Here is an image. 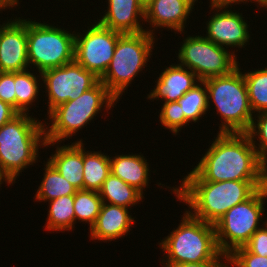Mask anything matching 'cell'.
I'll return each mask as SVG.
<instances>
[{"label":"cell","instance_id":"obj_1","mask_svg":"<svg viewBox=\"0 0 267 267\" xmlns=\"http://www.w3.org/2000/svg\"><path fill=\"white\" fill-rule=\"evenodd\" d=\"M266 180L265 161L247 133H219L181 181Z\"/></svg>","mask_w":267,"mask_h":267},{"label":"cell","instance_id":"obj_2","mask_svg":"<svg viewBox=\"0 0 267 267\" xmlns=\"http://www.w3.org/2000/svg\"><path fill=\"white\" fill-rule=\"evenodd\" d=\"M180 185L171 190L191 208L188 212L214 225L230 208L266 186L267 180L182 181Z\"/></svg>","mask_w":267,"mask_h":267},{"label":"cell","instance_id":"obj_3","mask_svg":"<svg viewBox=\"0 0 267 267\" xmlns=\"http://www.w3.org/2000/svg\"><path fill=\"white\" fill-rule=\"evenodd\" d=\"M44 127L28 113H18L0 127V170L12 184L24 168L36 162L38 147L45 146Z\"/></svg>","mask_w":267,"mask_h":267},{"label":"cell","instance_id":"obj_4","mask_svg":"<svg viewBox=\"0 0 267 267\" xmlns=\"http://www.w3.org/2000/svg\"><path fill=\"white\" fill-rule=\"evenodd\" d=\"M181 221L178 228L160 242L159 246L167 254L164 264L222 261L221 258L228 261L218 247L213 224L193 217L188 211Z\"/></svg>","mask_w":267,"mask_h":267},{"label":"cell","instance_id":"obj_5","mask_svg":"<svg viewBox=\"0 0 267 267\" xmlns=\"http://www.w3.org/2000/svg\"><path fill=\"white\" fill-rule=\"evenodd\" d=\"M206 84L208 108L210 101L222 117L219 133H247L253 122L247 87L239 65L230 74L203 80Z\"/></svg>","mask_w":267,"mask_h":267},{"label":"cell","instance_id":"obj_6","mask_svg":"<svg viewBox=\"0 0 267 267\" xmlns=\"http://www.w3.org/2000/svg\"><path fill=\"white\" fill-rule=\"evenodd\" d=\"M116 101L118 100L99 80L78 98L57 106L47 114L52 123L50 127L46 125L44 128L46 139L44 147L59 143L68 137L70 139L78 130L89 124L103 107L110 110Z\"/></svg>","mask_w":267,"mask_h":267},{"label":"cell","instance_id":"obj_7","mask_svg":"<svg viewBox=\"0 0 267 267\" xmlns=\"http://www.w3.org/2000/svg\"><path fill=\"white\" fill-rule=\"evenodd\" d=\"M154 43L153 34L147 31L119 36L112 60L99 78L117 100L134 80L133 78L146 66L148 58L152 55Z\"/></svg>","mask_w":267,"mask_h":267},{"label":"cell","instance_id":"obj_8","mask_svg":"<svg viewBox=\"0 0 267 267\" xmlns=\"http://www.w3.org/2000/svg\"><path fill=\"white\" fill-rule=\"evenodd\" d=\"M267 185L259 188L250 198L230 208L215 224L217 244L228 256L236 248L244 246L259 229V221L265 212ZM230 240V241H229Z\"/></svg>","mask_w":267,"mask_h":267},{"label":"cell","instance_id":"obj_9","mask_svg":"<svg viewBox=\"0 0 267 267\" xmlns=\"http://www.w3.org/2000/svg\"><path fill=\"white\" fill-rule=\"evenodd\" d=\"M74 48L75 33L27 20L28 61L39 73L73 62Z\"/></svg>","mask_w":267,"mask_h":267},{"label":"cell","instance_id":"obj_10","mask_svg":"<svg viewBox=\"0 0 267 267\" xmlns=\"http://www.w3.org/2000/svg\"><path fill=\"white\" fill-rule=\"evenodd\" d=\"M183 42L177 56L179 64L194 72L201 81L230 74L238 67L234 52L204 36H187Z\"/></svg>","mask_w":267,"mask_h":267},{"label":"cell","instance_id":"obj_11","mask_svg":"<svg viewBox=\"0 0 267 267\" xmlns=\"http://www.w3.org/2000/svg\"><path fill=\"white\" fill-rule=\"evenodd\" d=\"M48 92V114L57 106L74 100L92 88L99 78L75 60L66 65L40 73Z\"/></svg>","mask_w":267,"mask_h":267},{"label":"cell","instance_id":"obj_12","mask_svg":"<svg viewBox=\"0 0 267 267\" xmlns=\"http://www.w3.org/2000/svg\"><path fill=\"white\" fill-rule=\"evenodd\" d=\"M121 34L98 22L88 27L84 35L75 32L74 60L100 78L112 60Z\"/></svg>","mask_w":267,"mask_h":267},{"label":"cell","instance_id":"obj_13","mask_svg":"<svg viewBox=\"0 0 267 267\" xmlns=\"http://www.w3.org/2000/svg\"><path fill=\"white\" fill-rule=\"evenodd\" d=\"M28 66L27 19H10L0 25V72H20Z\"/></svg>","mask_w":267,"mask_h":267},{"label":"cell","instance_id":"obj_14","mask_svg":"<svg viewBox=\"0 0 267 267\" xmlns=\"http://www.w3.org/2000/svg\"><path fill=\"white\" fill-rule=\"evenodd\" d=\"M215 9V15L207 21L206 39L221 47L244 48L249 42L250 34L248 24L243 20L242 14L224 8Z\"/></svg>","mask_w":267,"mask_h":267},{"label":"cell","instance_id":"obj_15","mask_svg":"<svg viewBox=\"0 0 267 267\" xmlns=\"http://www.w3.org/2000/svg\"><path fill=\"white\" fill-rule=\"evenodd\" d=\"M107 8L108 11L98 21L102 26L122 34L147 30L154 35L153 30H144L140 23L145 18V8L138 0H108Z\"/></svg>","mask_w":267,"mask_h":267},{"label":"cell","instance_id":"obj_16","mask_svg":"<svg viewBox=\"0 0 267 267\" xmlns=\"http://www.w3.org/2000/svg\"><path fill=\"white\" fill-rule=\"evenodd\" d=\"M198 80V81H197ZM200 82L197 75L180 64L170 65L158 77L155 88L147 99H163L164 102L178 101L186 92Z\"/></svg>","mask_w":267,"mask_h":267},{"label":"cell","instance_id":"obj_17","mask_svg":"<svg viewBox=\"0 0 267 267\" xmlns=\"http://www.w3.org/2000/svg\"><path fill=\"white\" fill-rule=\"evenodd\" d=\"M131 216L128 208L102 203L96 222L90 228L91 239L108 242L124 237L135 223Z\"/></svg>","mask_w":267,"mask_h":267},{"label":"cell","instance_id":"obj_18","mask_svg":"<svg viewBox=\"0 0 267 267\" xmlns=\"http://www.w3.org/2000/svg\"><path fill=\"white\" fill-rule=\"evenodd\" d=\"M192 9L183 0H152L145 8L144 22H149L154 29L165 27L183 33Z\"/></svg>","mask_w":267,"mask_h":267},{"label":"cell","instance_id":"obj_19","mask_svg":"<svg viewBox=\"0 0 267 267\" xmlns=\"http://www.w3.org/2000/svg\"><path fill=\"white\" fill-rule=\"evenodd\" d=\"M83 142L57 146L56 152L48 161L77 190H83Z\"/></svg>","mask_w":267,"mask_h":267},{"label":"cell","instance_id":"obj_20","mask_svg":"<svg viewBox=\"0 0 267 267\" xmlns=\"http://www.w3.org/2000/svg\"><path fill=\"white\" fill-rule=\"evenodd\" d=\"M111 158L113 157H110L111 173L143 194V190L148 186L150 175V169L144 156L142 154H122Z\"/></svg>","mask_w":267,"mask_h":267},{"label":"cell","instance_id":"obj_21","mask_svg":"<svg viewBox=\"0 0 267 267\" xmlns=\"http://www.w3.org/2000/svg\"><path fill=\"white\" fill-rule=\"evenodd\" d=\"M98 192L103 203L118 205L125 208L132 207L135 204L137 205L144 197L139 190L128 185L112 173L105 179Z\"/></svg>","mask_w":267,"mask_h":267},{"label":"cell","instance_id":"obj_22","mask_svg":"<svg viewBox=\"0 0 267 267\" xmlns=\"http://www.w3.org/2000/svg\"><path fill=\"white\" fill-rule=\"evenodd\" d=\"M83 146V190L99 191L111 173L110 157L100 151H85Z\"/></svg>","mask_w":267,"mask_h":267},{"label":"cell","instance_id":"obj_23","mask_svg":"<svg viewBox=\"0 0 267 267\" xmlns=\"http://www.w3.org/2000/svg\"><path fill=\"white\" fill-rule=\"evenodd\" d=\"M45 166L43 180L35 195L36 200L47 202L65 195H75L77 189L49 161Z\"/></svg>","mask_w":267,"mask_h":267},{"label":"cell","instance_id":"obj_24","mask_svg":"<svg viewBox=\"0 0 267 267\" xmlns=\"http://www.w3.org/2000/svg\"><path fill=\"white\" fill-rule=\"evenodd\" d=\"M46 229L69 231L75 224L74 195H65L49 201Z\"/></svg>","mask_w":267,"mask_h":267},{"label":"cell","instance_id":"obj_25","mask_svg":"<svg viewBox=\"0 0 267 267\" xmlns=\"http://www.w3.org/2000/svg\"><path fill=\"white\" fill-rule=\"evenodd\" d=\"M36 74L24 70L15 72L16 111L28 113L30 105L37 99L40 80ZM28 111V112H27Z\"/></svg>","mask_w":267,"mask_h":267},{"label":"cell","instance_id":"obj_26","mask_svg":"<svg viewBox=\"0 0 267 267\" xmlns=\"http://www.w3.org/2000/svg\"><path fill=\"white\" fill-rule=\"evenodd\" d=\"M199 83L178 100L181 110L184 112L185 119L189 123L191 121L196 123L209 109L206 84L201 80Z\"/></svg>","mask_w":267,"mask_h":267},{"label":"cell","instance_id":"obj_27","mask_svg":"<svg viewBox=\"0 0 267 267\" xmlns=\"http://www.w3.org/2000/svg\"><path fill=\"white\" fill-rule=\"evenodd\" d=\"M253 113L267 111V67L243 74Z\"/></svg>","mask_w":267,"mask_h":267},{"label":"cell","instance_id":"obj_28","mask_svg":"<svg viewBox=\"0 0 267 267\" xmlns=\"http://www.w3.org/2000/svg\"><path fill=\"white\" fill-rule=\"evenodd\" d=\"M102 198L98 191L77 190L74 195L75 222H89V229L95 224L102 206Z\"/></svg>","mask_w":267,"mask_h":267},{"label":"cell","instance_id":"obj_29","mask_svg":"<svg viewBox=\"0 0 267 267\" xmlns=\"http://www.w3.org/2000/svg\"><path fill=\"white\" fill-rule=\"evenodd\" d=\"M159 116L162 126L169 129L173 135H177L183 126L189 124L178 101L164 102Z\"/></svg>","mask_w":267,"mask_h":267},{"label":"cell","instance_id":"obj_30","mask_svg":"<svg viewBox=\"0 0 267 267\" xmlns=\"http://www.w3.org/2000/svg\"><path fill=\"white\" fill-rule=\"evenodd\" d=\"M254 115H257L258 119H256V117L253 119L247 134L250 136L257 154L265 161V164H267V111L260 112L259 114L256 113ZM255 120H257V122ZM257 135L259 139V147L256 146L257 143L254 141V139L257 138Z\"/></svg>","mask_w":267,"mask_h":267},{"label":"cell","instance_id":"obj_31","mask_svg":"<svg viewBox=\"0 0 267 267\" xmlns=\"http://www.w3.org/2000/svg\"><path fill=\"white\" fill-rule=\"evenodd\" d=\"M227 257V264L234 267H267V257L250 253L244 246L236 248Z\"/></svg>","mask_w":267,"mask_h":267},{"label":"cell","instance_id":"obj_32","mask_svg":"<svg viewBox=\"0 0 267 267\" xmlns=\"http://www.w3.org/2000/svg\"><path fill=\"white\" fill-rule=\"evenodd\" d=\"M0 99L16 110L15 72H0Z\"/></svg>","mask_w":267,"mask_h":267},{"label":"cell","instance_id":"obj_33","mask_svg":"<svg viewBox=\"0 0 267 267\" xmlns=\"http://www.w3.org/2000/svg\"><path fill=\"white\" fill-rule=\"evenodd\" d=\"M265 228H260L255 231L250 240L244 245V247L250 252L256 255L267 257V221L263 222Z\"/></svg>","mask_w":267,"mask_h":267},{"label":"cell","instance_id":"obj_34","mask_svg":"<svg viewBox=\"0 0 267 267\" xmlns=\"http://www.w3.org/2000/svg\"><path fill=\"white\" fill-rule=\"evenodd\" d=\"M18 112L0 99V127L15 117Z\"/></svg>","mask_w":267,"mask_h":267},{"label":"cell","instance_id":"obj_35","mask_svg":"<svg viewBox=\"0 0 267 267\" xmlns=\"http://www.w3.org/2000/svg\"><path fill=\"white\" fill-rule=\"evenodd\" d=\"M223 261H206L199 263L163 264L164 267H228Z\"/></svg>","mask_w":267,"mask_h":267},{"label":"cell","instance_id":"obj_36","mask_svg":"<svg viewBox=\"0 0 267 267\" xmlns=\"http://www.w3.org/2000/svg\"><path fill=\"white\" fill-rule=\"evenodd\" d=\"M211 1V7L213 8H228V6H232L234 3L239 4L241 2H258L259 5L262 7L263 6V0H210ZM232 4V5H231Z\"/></svg>","mask_w":267,"mask_h":267},{"label":"cell","instance_id":"obj_37","mask_svg":"<svg viewBox=\"0 0 267 267\" xmlns=\"http://www.w3.org/2000/svg\"><path fill=\"white\" fill-rule=\"evenodd\" d=\"M0 3L5 7V8H12L15 7L16 4L18 6L19 0H0Z\"/></svg>","mask_w":267,"mask_h":267},{"label":"cell","instance_id":"obj_38","mask_svg":"<svg viewBox=\"0 0 267 267\" xmlns=\"http://www.w3.org/2000/svg\"><path fill=\"white\" fill-rule=\"evenodd\" d=\"M5 181L6 183H8V185L12 184L9 179L2 173V171L0 170V185L2 184L3 181Z\"/></svg>","mask_w":267,"mask_h":267},{"label":"cell","instance_id":"obj_39","mask_svg":"<svg viewBox=\"0 0 267 267\" xmlns=\"http://www.w3.org/2000/svg\"><path fill=\"white\" fill-rule=\"evenodd\" d=\"M144 8H146L148 6V4L152 1V0H138Z\"/></svg>","mask_w":267,"mask_h":267},{"label":"cell","instance_id":"obj_40","mask_svg":"<svg viewBox=\"0 0 267 267\" xmlns=\"http://www.w3.org/2000/svg\"><path fill=\"white\" fill-rule=\"evenodd\" d=\"M183 1H186L193 8L195 5V2L198 0H183Z\"/></svg>","mask_w":267,"mask_h":267},{"label":"cell","instance_id":"obj_41","mask_svg":"<svg viewBox=\"0 0 267 267\" xmlns=\"http://www.w3.org/2000/svg\"><path fill=\"white\" fill-rule=\"evenodd\" d=\"M263 7L267 8V0H263Z\"/></svg>","mask_w":267,"mask_h":267},{"label":"cell","instance_id":"obj_42","mask_svg":"<svg viewBox=\"0 0 267 267\" xmlns=\"http://www.w3.org/2000/svg\"><path fill=\"white\" fill-rule=\"evenodd\" d=\"M265 176H266V180H267V164H265Z\"/></svg>","mask_w":267,"mask_h":267},{"label":"cell","instance_id":"obj_43","mask_svg":"<svg viewBox=\"0 0 267 267\" xmlns=\"http://www.w3.org/2000/svg\"><path fill=\"white\" fill-rule=\"evenodd\" d=\"M0 9H6L1 3H0ZM2 10H0V11H2Z\"/></svg>","mask_w":267,"mask_h":267}]
</instances>
